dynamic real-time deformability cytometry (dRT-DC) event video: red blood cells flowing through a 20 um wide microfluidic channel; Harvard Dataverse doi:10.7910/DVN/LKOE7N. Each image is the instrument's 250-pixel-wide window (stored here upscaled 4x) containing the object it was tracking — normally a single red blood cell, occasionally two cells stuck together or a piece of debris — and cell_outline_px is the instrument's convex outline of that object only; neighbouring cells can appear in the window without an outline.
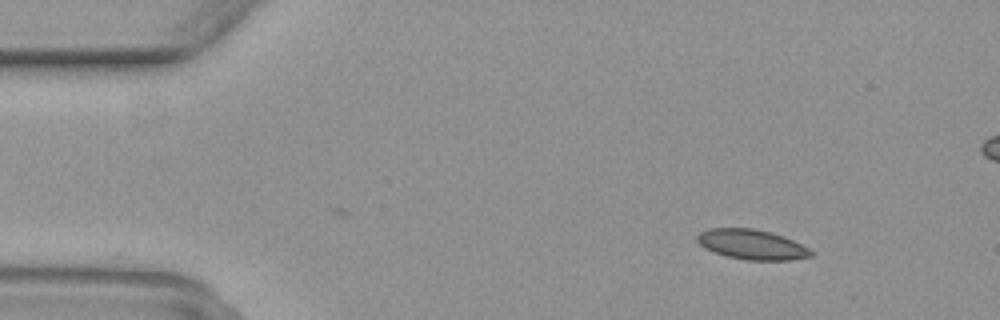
{"species": "common noctule bat (a hibernating species)", "species_latin": "Nyctalus noctula", "temperature_condition": "warm", "stored_images_in_passage": 39, "camera_frame_rate_fps": 3000, "um_per_image_px": 0.085, "animal": {"sex": "female", "body_mass_g": 29.2, "forearm_length_mm": 56.3}, "frame": {"image": 1, "passage_image": 1, "time_ms": 0.0, "image_size_px": [1000, 320], "cell_outline_px": [[812, 256], [792, 260], [748, 260], [728, 256], [704, 248], [696, 240], [696, 236], [700, 232], [708, 228], [752, 228], [772, 232], [784, 236], [808, 248], [812, 252]], "centroid_in_image_um": [63.89, 20.77], "position_along_channel_um": 21.1, "area_um2": 19.77}}
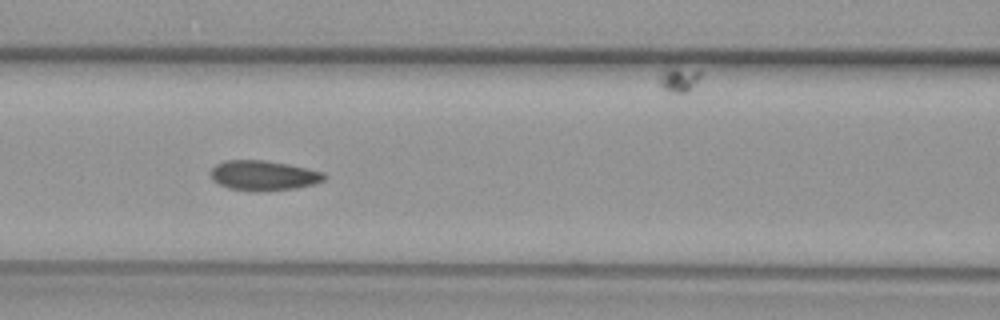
{"frame": {"image": 2, "passage_image": 16, "time_ms": 5.0, "image_size_px": [1000, 320], "cell_outline_px": [[328, 176], [324, 180], [316, 184], [296, 188], [264, 192], [256, 192], [228, 188], [212, 180], [208, 172], [216, 164], [224, 160], [264, 160], [288, 164], [324, 172]], "centroid_in_image_um": [22.39, 14.93], "position_along_channel_um": 144.2, "area_um2": 20.23}}
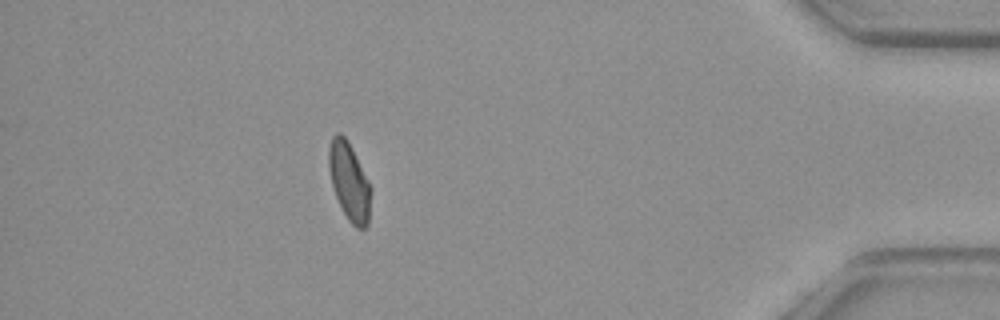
{"frame": {"image": 3, "passage_image": 39, "time_ms": 12.667, "image_size_px": [1000, 320], "cell_outline_px": [[372, 188], [368, 224], [364, 228], [356, 228], [348, 220], [336, 196], [332, 184], [328, 168], [328, 148], [332, 136], [336, 132], [340, 132], [344, 136]], "centroid_in_image_um": [29.68, 15.44], "position_along_channel_um": 405.5, "area_um2": 18.79}}